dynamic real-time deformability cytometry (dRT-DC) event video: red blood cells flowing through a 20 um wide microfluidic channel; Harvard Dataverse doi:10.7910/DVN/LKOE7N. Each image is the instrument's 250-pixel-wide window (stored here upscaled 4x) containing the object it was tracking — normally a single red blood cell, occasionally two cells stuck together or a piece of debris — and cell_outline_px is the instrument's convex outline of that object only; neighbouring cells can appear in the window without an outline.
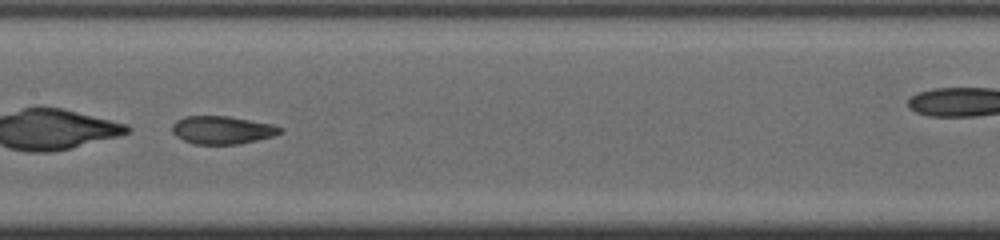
{"species": "common noctule bat (a hibernating species)", "species_latin": "Nyctalus noctula", "temperature_condition": "cold", "stored_images_in_passage": 38, "camera_frame_rate_fps": 3000, "um_per_image_px": 0.085, "animal": {"sex": "male", "body_mass_g": 19.0, "forearm_length_mm": 50.8}, "frame": {"image": 1, "passage_image": 22, "time_ms": 7.0, "image_size_px": [1000, 240], "cell_outline_px": [[284, 132], [272, 136], [256, 140], [236, 144], [196, 144], [184, 140], [176, 136], [172, 132], [172, 124], [176, 120], [184, 116], [228, 116], [272, 124], [284, 128]], "centroid_in_image_um": [18.89, 11.04], "position_along_channel_um": 188.5, "area_um2": 17.57}}